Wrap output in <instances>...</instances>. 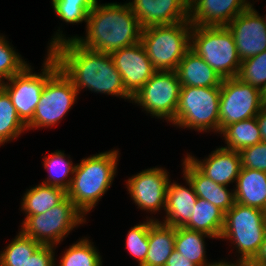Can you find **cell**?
<instances>
[{"label": "cell", "mask_w": 266, "mask_h": 266, "mask_svg": "<svg viewBox=\"0 0 266 266\" xmlns=\"http://www.w3.org/2000/svg\"><path fill=\"white\" fill-rule=\"evenodd\" d=\"M49 53L71 80L78 94L80 89L87 88L92 92L132 101L133 97L126 91L121 74L109 53L85 48L75 39L57 44Z\"/></svg>", "instance_id": "obj_1"}, {"label": "cell", "mask_w": 266, "mask_h": 266, "mask_svg": "<svg viewBox=\"0 0 266 266\" xmlns=\"http://www.w3.org/2000/svg\"><path fill=\"white\" fill-rule=\"evenodd\" d=\"M86 25V37L73 36L67 39L59 28L47 50L63 41L75 39L85 48L110 54L137 44L141 39L142 27L129 3L100 5L97 0L87 16Z\"/></svg>", "instance_id": "obj_2"}, {"label": "cell", "mask_w": 266, "mask_h": 266, "mask_svg": "<svg viewBox=\"0 0 266 266\" xmlns=\"http://www.w3.org/2000/svg\"><path fill=\"white\" fill-rule=\"evenodd\" d=\"M118 150L83 158L75 165L67 197L85 215L93 209L111 187L116 176Z\"/></svg>", "instance_id": "obj_3"}, {"label": "cell", "mask_w": 266, "mask_h": 266, "mask_svg": "<svg viewBox=\"0 0 266 266\" xmlns=\"http://www.w3.org/2000/svg\"><path fill=\"white\" fill-rule=\"evenodd\" d=\"M190 21L142 28L143 47L156 71H175L190 49Z\"/></svg>", "instance_id": "obj_4"}, {"label": "cell", "mask_w": 266, "mask_h": 266, "mask_svg": "<svg viewBox=\"0 0 266 266\" xmlns=\"http://www.w3.org/2000/svg\"><path fill=\"white\" fill-rule=\"evenodd\" d=\"M190 49L222 79L237 77L242 61L233 34L227 26H192Z\"/></svg>", "instance_id": "obj_5"}, {"label": "cell", "mask_w": 266, "mask_h": 266, "mask_svg": "<svg viewBox=\"0 0 266 266\" xmlns=\"http://www.w3.org/2000/svg\"><path fill=\"white\" fill-rule=\"evenodd\" d=\"M266 234V217L263 210L235 202L225 213L220 239L230 240L240 257L236 263H249L260 249Z\"/></svg>", "instance_id": "obj_6"}, {"label": "cell", "mask_w": 266, "mask_h": 266, "mask_svg": "<svg viewBox=\"0 0 266 266\" xmlns=\"http://www.w3.org/2000/svg\"><path fill=\"white\" fill-rule=\"evenodd\" d=\"M220 87L181 86L175 126L219 133Z\"/></svg>", "instance_id": "obj_7"}, {"label": "cell", "mask_w": 266, "mask_h": 266, "mask_svg": "<svg viewBox=\"0 0 266 266\" xmlns=\"http://www.w3.org/2000/svg\"><path fill=\"white\" fill-rule=\"evenodd\" d=\"M84 216L86 215L66 197L45 213L27 216L20 231L41 245L54 246L56 249L73 228L86 222Z\"/></svg>", "instance_id": "obj_8"}, {"label": "cell", "mask_w": 266, "mask_h": 266, "mask_svg": "<svg viewBox=\"0 0 266 266\" xmlns=\"http://www.w3.org/2000/svg\"><path fill=\"white\" fill-rule=\"evenodd\" d=\"M41 73H33L28 64L0 86L8 93L20 119L27 124L34 115L47 79L59 68L54 57L47 52Z\"/></svg>", "instance_id": "obj_9"}, {"label": "cell", "mask_w": 266, "mask_h": 266, "mask_svg": "<svg viewBox=\"0 0 266 266\" xmlns=\"http://www.w3.org/2000/svg\"><path fill=\"white\" fill-rule=\"evenodd\" d=\"M78 92L71 80L58 68L45 83L27 130L57 124L75 104Z\"/></svg>", "instance_id": "obj_10"}, {"label": "cell", "mask_w": 266, "mask_h": 266, "mask_svg": "<svg viewBox=\"0 0 266 266\" xmlns=\"http://www.w3.org/2000/svg\"><path fill=\"white\" fill-rule=\"evenodd\" d=\"M263 106L259 89L237 77L223 79L220 87L219 133L232 123L256 117Z\"/></svg>", "instance_id": "obj_11"}, {"label": "cell", "mask_w": 266, "mask_h": 266, "mask_svg": "<svg viewBox=\"0 0 266 266\" xmlns=\"http://www.w3.org/2000/svg\"><path fill=\"white\" fill-rule=\"evenodd\" d=\"M181 84L176 71H156L132 98L155 118L174 124Z\"/></svg>", "instance_id": "obj_12"}, {"label": "cell", "mask_w": 266, "mask_h": 266, "mask_svg": "<svg viewBox=\"0 0 266 266\" xmlns=\"http://www.w3.org/2000/svg\"><path fill=\"white\" fill-rule=\"evenodd\" d=\"M169 172L163 168H150L133 175L126 182L132 200L141 210L151 213L166 206V191L170 181Z\"/></svg>", "instance_id": "obj_13"}, {"label": "cell", "mask_w": 266, "mask_h": 266, "mask_svg": "<svg viewBox=\"0 0 266 266\" xmlns=\"http://www.w3.org/2000/svg\"><path fill=\"white\" fill-rule=\"evenodd\" d=\"M227 27L233 34L241 61L266 50V15H259L253 4L238 14Z\"/></svg>", "instance_id": "obj_14"}, {"label": "cell", "mask_w": 266, "mask_h": 266, "mask_svg": "<svg viewBox=\"0 0 266 266\" xmlns=\"http://www.w3.org/2000/svg\"><path fill=\"white\" fill-rule=\"evenodd\" d=\"M126 91L134 97L156 72L141 42L110 53Z\"/></svg>", "instance_id": "obj_15"}, {"label": "cell", "mask_w": 266, "mask_h": 266, "mask_svg": "<svg viewBox=\"0 0 266 266\" xmlns=\"http://www.w3.org/2000/svg\"><path fill=\"white\" fill-rule=\"evenodd\" d=\"M129 5L142 28L189 21V0H133Z\"/></svg>", "instance_id": "obj_16"}, {"label": "cell", "mask_w": 266, "mask_h": 266, "mask_svg": "<svg viewBox=\"0 0 266 266\" xmlns=\"http://www.w3.org/2000/svg\"><path fill=\"white\" fill-rule=\"evenodd\" d=\"M251 5L248 0H189V21L193 26H227Z\"/></svg>", "instance_id": "obj_17"}, {"label": "cell", "mask_w": 266, "mask_h": 266, "mask_svg": "<svg viewBox=\"0 0 266 266\" xmlns=\"http://www.w3.org/2000/svg\"><path fill=\"white\" fill-rule=\"evenodd\" d=\"M186 156L204 175L224 186L236 182L242 168L240 152L225 147L217 148L200 161L190 154Z\"/></svg>", "instance_id": "obj_18"}, {"label": "cell", "mask_w": 266, "mask_h": 266, "mask_svg": "<svg viewBox=\"0 0 266 266\" xmlns=\"http://www.w3.org/2000/svg\"><path fill=\"white\" fill-rule=\"evenodd\" d=\"M183 175L188 178L197 197L203 198L226 213L235 204L234 190L215 183L204 175L187 157L183 160ZM233 191V192H232Z\"/></svg>", "instance_id": "obj_19"}, {"label": "cell", "mask_w": 266, "mask_h": 266, "mask_svg": "<svg viewBox=\"0 0 266 266\" xmlns=\"http://www.w3.org/2000/svg\"><path fill=\"white\" fill-rule=\"evenodd\" d=\"M184 179L189 188L169 181L166 191V217L162 223L175 228L184 227L190 221L198 198L190 180L185 176Z\"/></svg>", "instance_id": "obj_20"}, {"label": "cell", "mask_w": 266, "mask_h": 266, "mask_svg": "<svg viewBox=\"0 0 266 266\" xmlns=\"http://www.w3.org/2000/svg\"><path fill=\"white\" fill-rule=\"evenodd\" d=\"M175 71L181 86L221 87L223 80L191 49L184 54Z\"/></svg>", "instance_id": "obj_21"}, {"label": "cell", "mask_w": 266, "mask_h": 266, "mask_svg": "<svg viewBox=\"0 0 266 266\" xmlns=\"http://www.w3.org/2000/svg\"><path fill=\"white\" fill-rule=\"evenodd\" d=\"M235 183V202L264 211L266 207V172L242 167Z\"/></svg>", "instance_id": "obj_22"}, {"label": "cell", "mask_w": 266, "mask_h": 266, "mask_svg": "<svg viewBox=\"0 0 266 266\" xmlns=\"http://www.w3.org/2000/svg\"><path fill=\"white\" fill-rule=\"evenodd\" d=\"M176 228L162 221H154L149 227V249L142 266H165L174 250Z\"/></svg>", "instance_id": "obj_23"}, {"label": "cell", "mask_w": 266, "mask_h": 266, "mask_svg": "<svg viewBox=\"0 0 266 266\" xmlns=\"http://www.w3.org/2000/svg\"><path fill=\"white\" fill-rule=\"evenodd\" d=\"M190 221L184 226L219 239L224 226L225 213L207 200L198 197Z\"/></svg>", "instance_id": "obj_24"}, {"label": "cell", "mask_w": 266, "mask_h": 266, "mask_svg": "<svg viewBox=\"0 0 266 266\" xmlns=\"http://www.w3.org/2000/svg\"><path fill=\"white\" fill-rule=\"evenodd\" d=\"M66 197V190L61 187L38 184L24 193L21 211L26 213L25 217L45 213L60 204Z\"/></svg>", "instance_id": "obj_25"}, {"label": "cell", "mask_w": 266, "mask_h": 266, "mask_svg": "<svg viewBox=\"0 0 266 266\" xmlns=\"http://www.w3.org/2000/svg\"><path fill=\"white\" fill-rule=\"evenodd\" d=\"M212 238L205 233L177 227L175 232L174 250L197 266H215L218 262H207L204 238Z\"/></svg>", "instance_id": "obj_26"}, {"label": "cell", "mask_w": 266, "mask_h": 266, "mask_svg": "<svg viewBox=\"0 0 266 266\" xmlns=\"http://www.w3.org/2000/svg\"><path fill=\"white\" fill-rule=\"evenodd\" d=\"M226 149L240 152L242 149L262 142L256 117L248 118L226 126L221 132Z\"/></svg>", "instance_id": "obj_27"}, {"label": "cell", "mask_w": 266, "mask_h": 266, "mask_svg": "<svg viewBox=\"0 0 266 266\" xmlns=\"http://www.w3.org/2000/svg\"><path fill=\"white\" fill-rule=\"evenodd\" d=\"M27 130V125L20 119L8 93L0 86V145L5 144Z\"/></svg>", "instance_id": "obj_28"}, {"label": "cell", "mask_w": 266, "mask_h": 266, "mask_svg": "<svg viewBox=\"0 0 266 266\" xmlns=\"http://www.w3.org/2000/svg\"><path fill=\"white\" fill-rule=\"evenodd\" d=\"M68 158L70 157L66 159V155L61 150H56V152L44 157V169L48 170L49 176L42 184L61 187L67 190L70 186L75 169V165H73L71 159L69 160ZM68 175H70V178H68Z\"/></svg>", "instance_id": "obj_29"}, {"label": "cell", "mask_w": 266, "mask_h": 266, "mask_svg": "<svg viewBox=\"0 0 266 266\" xmlns=\"http://www.w3.org/2000/svg\"><path fill=\"white\" fill-rule=\"evenodd\" d=\"M41 246L21 231L0 253V266H24L25 262Z\"/></svg>", "instance_id": "obj_30"}, {"label": "cell", "mask_w": 266, "mask_h": 266, "mask_svg": "<svg viewBox=\"0 0 266 266\" xmlns=\"http://www.w3.org/2000/svg\"><path fill=\"white\" fill-rule=\"evenodd\" d=\"M101 255L86 237L70 245L58 266H102Z\"/></svg>", "instance_id": "obj_31"}, {"label": "cell", "mask_w": 266, "mask_h": 266, "mask_svg": "<svg viewBox=\"0 0 266 266\" xmlns=\"http://www.w3.org/2000/svg\"><path fill=\"white\" fill-rule=\"evenodd\" d=\"M97 0H52L56 15L64 22L87 23V16Z\"/></svg>", "instance_id": "obj_32"}, {"label": "cell", "mask_w": 266, "mask_h": 266, "mask_svg": "<svg viewBox=\"0 0 266 266\" xmlns=\"http://www.w3.org/2000/svg\"><path fill=\"white\" fill-rule=\"evenodd\" d=\"M237 78L262 92L266 86V50L242 61Z\"/></svg>", "instance_id": "obj_33"}, {"label": "cell", "mask_w": 266, "mask_h": 266, "mask_svg": "<svg viewBox=\"0 0 266 266\" xmlns=\"http://www.w3.org/2000/svg\"><path fill=\"white\" fill-rule=\"evenodd\" d=\"M154 221H157V219L147 218L146 222L131 227L128 231L127 239H125V248L138 261V266H142L145 262L149 249V227Z\"/></svg>", "instance_id": "obj_34"}, {"label": "cell", "mask_w": 266, "mask_h": 266, "mask_svg": "<svg viewBox=\"0 0 266 266\" xmlns=\"http://www.w3.org/2000/svg\"><path fill=\"white\" fill-rule=\"evenodd\" d=\"M6 39L0 44V84L21 72L28 64Z\"/></svg>", "instance_id": "obj_35"}, {"label": "cell", "mask_w": 266, "mask_h": 266, "mask_svg": "<svg viewBox=\"0 0 266 266\" xmlns=\"http://www.w3.org/2000/svg\"><path fill=\"white\" fill-rule=\"evenodd\" d=\"M242 167L266 172V142H260L240 151Z\"/></svg>", "instance_id": "obj_36"}, {"label": "cell", "mask_w": 266, "mask_h": 266, "mask_svg": "<svg viewBox=\"0 0 266 266\" xmlns=\"http://www.w3.org/2000/svg\"><path fill=\"white\" fill-rule=\"evenodd\" d=\"M54 246L41 245L34 254L28 258L24 266H56Z\"/></svg>", "instance_id": "obj_37"}, {"label": "cell", "mask_w": 266, "mask_h": 266, "mask_svg": "<svg viewBox=\"0 0 266 266\" xmlns=\"http://www.w3.org/2000/svg\"><path fill=\"white\" fill-rule=\"evenodd\" d=\"M165 266H197L184 256H182L176 250L172 251V254L167 259Z\"/></svg>", "instance_id": "obj_38"}, {"label": "cell", "mask_w": 266, "mask_h": 266, "mask_svg": "<svg viewBox=\"0 0 266 266\" xmlns=\"http://www.w3.org/2000/svg\"><path fill=\"white\" fill-rule=\"evenodd\" d=\"M249 266H266V234L255 257L248 263Z\"/></svg>", "instance_id": "obj_39"}, {"label": "cell", "mask_w": 266, "mask_h": 266, "mask_svg": "<svg viewBox=\"0 0 266 266\" xmlns=\"http://www.w3.org/2000/svg\"><path fill=\"white\" fill-rule=\"evenodd\" d=\"M256 120L261 132V139L263 142H266V109L264 107L257 114Z\"/></svg>", "instance_id": "obj_40"}, {"label": "cell", "mask_w": 266, "mask_h": 266, "mask_svg": "<svg viewBox=\"0 0 266 266\" xmlns=\"http://www.w3.org/2000/svg\"><path fill=\"white\" fill-rule=\"evenodd\" d=\"M215 266H242V263H230V262H225L221 260L218 262Z\"/></svg>", "instance_id": "obj_41"}, {"label": "cell", "mask_w": 266, "mask_h": 266, "mask_svg": "<svg viewBox=\"0 0 266 266\" xmlns=\"http://www.w3.org/2000/svg\"><path fill=\"white\" fill-rule=\"evenodd\" d=\"M262 99H263V101L266 99V86H265V88L262 90Z\"/></svg>", "instance_id": "obj_42"}, {"label": "cell", "mask_w": 266, "mask_h": 266, "mask_svg": "<svg viewBox=\"0 0 266 266\" xmlns=\"http://www.w3.org/2000/svg\"><path fill=\"white\" fill-rule=\"evenodd\" d=\"M5 36L4 35H0V44L5 40Z\"/></svg>", "instance_id": "obj_43"}, {"label": "cell", "mask_w": 266, "mask_h": 266, "mask_svg": "<svg viewBox=\"0 0 266 266\" xmlns=\"http://www.w3.org/2000/svg\"><path fill=\"white\" fill-rule=\"evenodd\" d=\"M263 107L266 109V99L264 100V106Z\"/></svg>", "instance_id": "obj_44"}, {"label": "cell", "mask_w": 266, "mask_h": 266, "mask_svg": "<svg viewBox=\"0 0 266 266\" xmlns=\"http://www.w3.org/2000/svg\"><path fill=\"white\" fill-rule=\"evenodd\" d=\"M242 266H249L248 263H242Z\"/></svg>", "instance_id": "obj_45"}]
</instances>
